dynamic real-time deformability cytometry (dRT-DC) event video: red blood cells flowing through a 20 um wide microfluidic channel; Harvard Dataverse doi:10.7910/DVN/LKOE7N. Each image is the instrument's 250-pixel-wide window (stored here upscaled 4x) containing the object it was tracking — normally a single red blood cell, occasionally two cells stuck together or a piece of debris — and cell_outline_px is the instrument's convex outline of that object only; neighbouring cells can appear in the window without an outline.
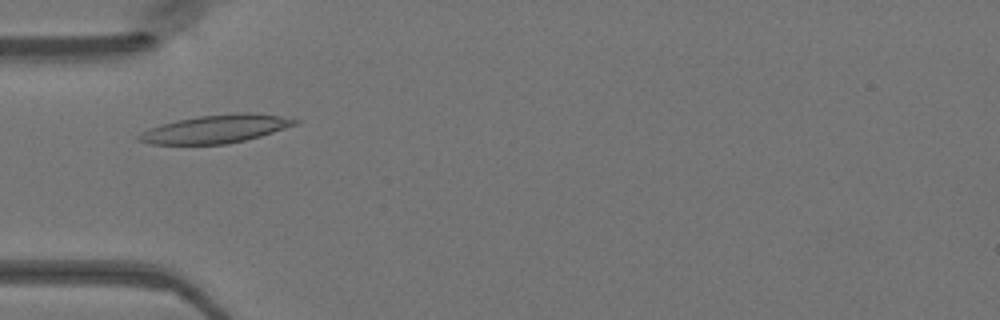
{"species": "Egyptian fruit bat (a non-hibernating species)", "species_latin": "Rousettus aegyptiacus", "temperature_condition": "warm", "stored_images_in_passage": 45, "camera_frame_rate_fps": 3000, "um_per_image_px": 0.085, "animal": {"sex": "female"}, "frame": {"image": 1, "passage_image": 12, "time_ms": 3.667, "image_size_px": [1000, 320], "cell_outline_px": [[300, 124], [260, 136], [244, 140], [224, 144], [152, 144], [136, 140], [136, 136], [140, 132], [148, 128], [176, 120], [200, 116], [236, 112], [252, 112], [280, 116], [300, 120]], "centroid_in_image_um": [18.35, 10.95], "position_along_channel_um": 66.7, "area_um2": 25.72}}
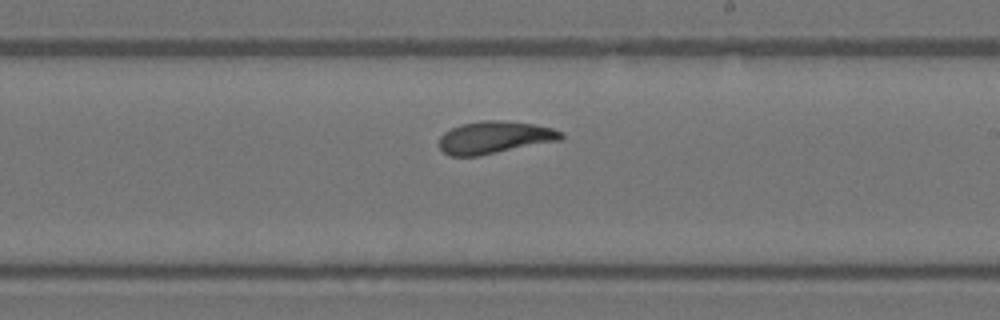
{"frame": {"image": 2, "passage_image": 25, "time_ms": 8.0, "image_size_px": [1000, 320], "cell_outline_px": [[564, 136], [560, 140], [480, 156], [448, 156], [440, 148], [440, 136], [444, 132], [460, 124], [484, 120], [500, 120], [532, 124], [552, 128], [564, 132]], "centroid_in_image_um": [42.03, 11.69], "position_along_channel_um": 247.0, "area_um2": 23.0}}
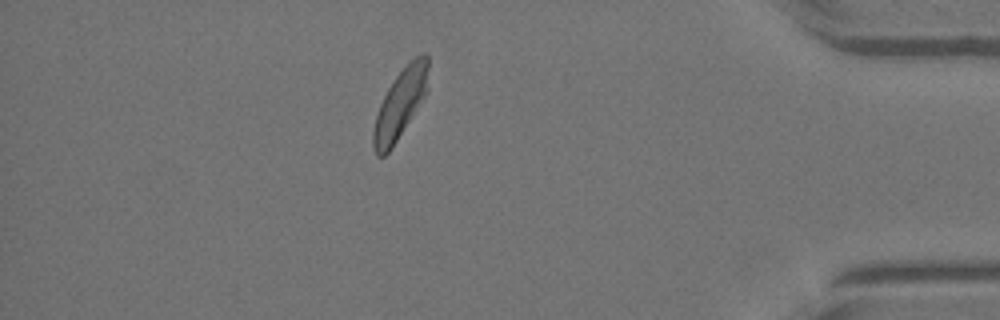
{"frame": {"image": 3, "passage_image": 39, "time_ms": 12.667, "image_size_px": [1000, 320], "cell_outline_px": [[428, 92], [392, 148], [384, 156], [376, 156], [372, 148], [372, 132], [376, 116], [380, 104], [388, 88], [396, 76], [416, 56], [424, 52], [428, 52]], "centroid_in_image_um": [34.02, 8.85], "position_along_channel_um": 401.2, "area_um2": 22.2}}